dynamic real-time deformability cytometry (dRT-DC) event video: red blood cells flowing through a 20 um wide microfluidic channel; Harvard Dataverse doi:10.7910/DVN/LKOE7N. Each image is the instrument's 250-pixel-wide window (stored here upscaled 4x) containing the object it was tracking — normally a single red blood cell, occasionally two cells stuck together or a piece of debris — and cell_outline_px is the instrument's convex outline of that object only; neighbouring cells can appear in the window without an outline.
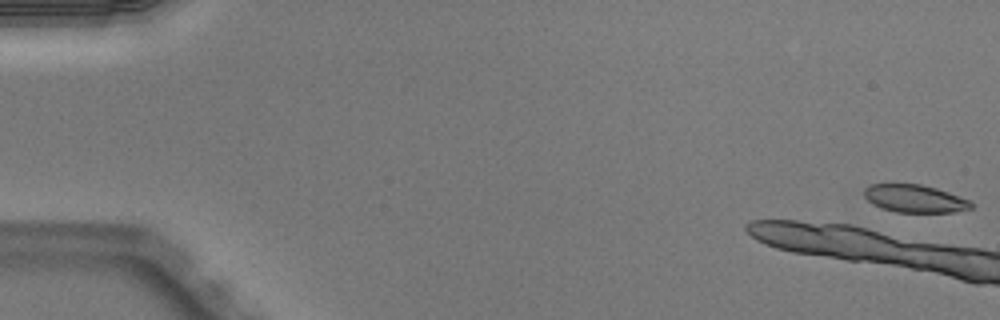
{"species": "Egyptian fruit bat (a non-hibernating species)", "species_latin": "Rousettus aegyptiacus", "temperature_condition": "warm", "stored_images_in_passage": 13, "camera_frame_rate_fps": 3000, "um_per_image_px": 0.085, "animal": {"sex": "male"}, "frame": {"image": 1, "passage_image": 1, "time_ms": 0.0, "image_size_px": [1000, 320], "cell_outline_px": [[972, 208], [956, 212], [896, 212], [880, 208], [872, 204], [864, 196], [864, 188], [872, 184], [920, 184], [936, 188], [948, 192], [968, 200], [972, 204]], "centroid_in_image_um": [77.72, 16.88], "position_along_channel_um": 7.3, "area_um2": 17.22}}